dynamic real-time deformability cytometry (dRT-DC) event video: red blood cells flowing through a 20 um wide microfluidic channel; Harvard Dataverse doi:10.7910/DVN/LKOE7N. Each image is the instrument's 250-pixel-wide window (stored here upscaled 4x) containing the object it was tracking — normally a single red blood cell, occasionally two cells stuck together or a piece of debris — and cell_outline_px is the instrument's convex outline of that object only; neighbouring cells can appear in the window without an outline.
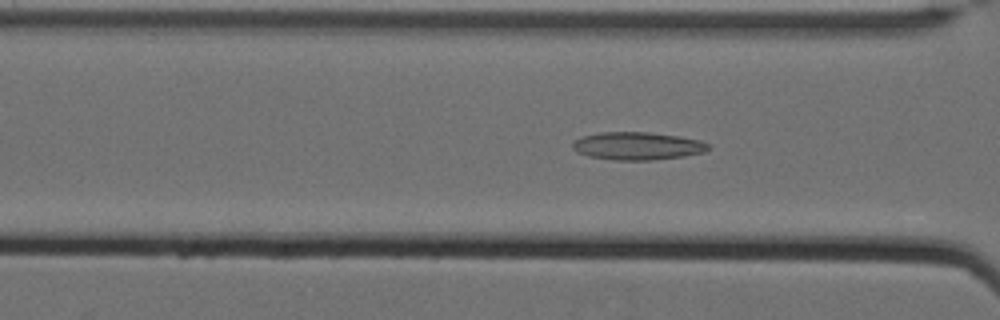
{"species": "Egyptian fruit bat (a non-hibernating species)", "species_latin": "Rousettus aegyptiacus", "temperature_condition": "cold", "stored_images_in_passage": 52, "camera_frame_rate_fps": 3000, "um_per_image_px": 0.085, "animal": {"sex": "female"}, "frame": {"image": 1, "passage_image": 18, "time_ms": 5.667, "image_size_px": [1000, 320], "cell_outline_px": [[708, 148], [704, 152], [684, 156], [652, 160], [616, 160], [588, 156], [576, 152], [572, 148], [572, 144], [580, 136], [600, 132], [648, 132], [680, 136], [700, 140], [708, 144]], "centroid_in_image_um": [54.15, 12.4], "position_along_channel_um": 112.5, "area_um2": 22.02}}
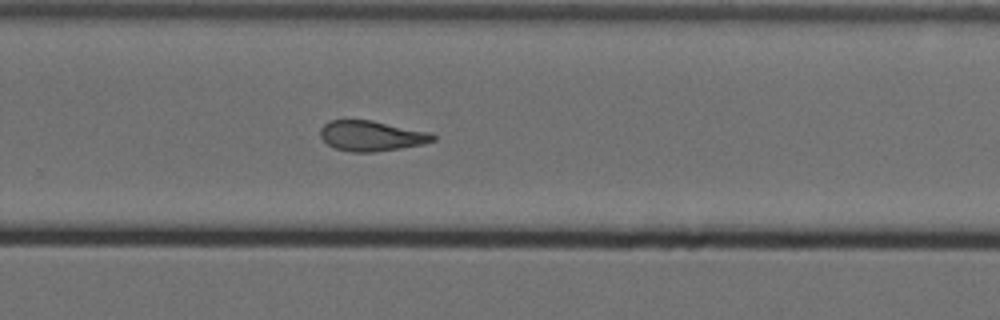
{"frame": {"image": 2, "passage_image": 34, "time_ms": 11.0, "image_size_px": [1000, 320], "cell_outline_px": [[436, 140], [424, 144], [400, 148], [372, 152], [352, 152], [336, 148], [328, 144], [320, 136], [320, 128], [328, 120], [372, 120], [432, 132], [436, 136]], "centroid_in_image_um": [31.61, 11.54], "position_along_channel_um": 298.2, "area_um2": 20.0}}
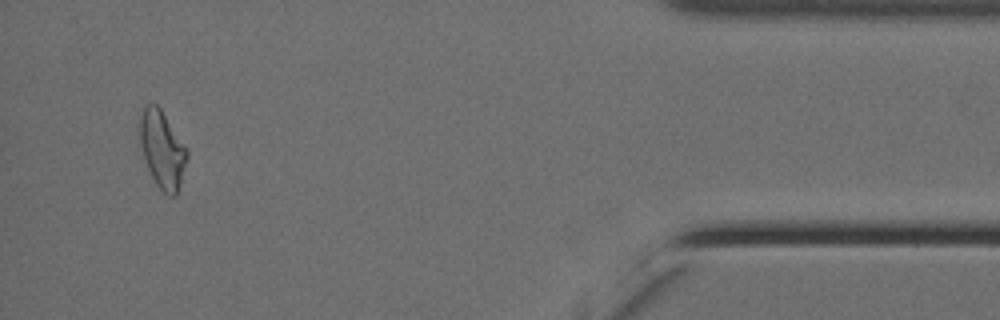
{"frame": {"image": 3, "passage_image": 49, "time_ms": 16.0, "image_size_px": [1000, 320], "cell_outline_px": [[188, 156], [180, 184], [176, 196], [168, 196], [156, 184], [148, 168], [140, 144], [140, 120], [144, 104], [156, 104], [160, 108], [188, 148]], "centroid_in_image_um": [13.81, 12.7], "position_along_channel_um": 421.4, "area_um2": 21.1}, "authors_computed_cell_mechanics": {"area_um2": 20.9236, "velocity_mm_per_s": 3.4882, "shape_relaxation_time_tau1_ms": null, "shape_relaxation_time_tau2_ms": 4.8061, "deformation_change_tau1": null, "deformation_change_tau2": 0.1417}}